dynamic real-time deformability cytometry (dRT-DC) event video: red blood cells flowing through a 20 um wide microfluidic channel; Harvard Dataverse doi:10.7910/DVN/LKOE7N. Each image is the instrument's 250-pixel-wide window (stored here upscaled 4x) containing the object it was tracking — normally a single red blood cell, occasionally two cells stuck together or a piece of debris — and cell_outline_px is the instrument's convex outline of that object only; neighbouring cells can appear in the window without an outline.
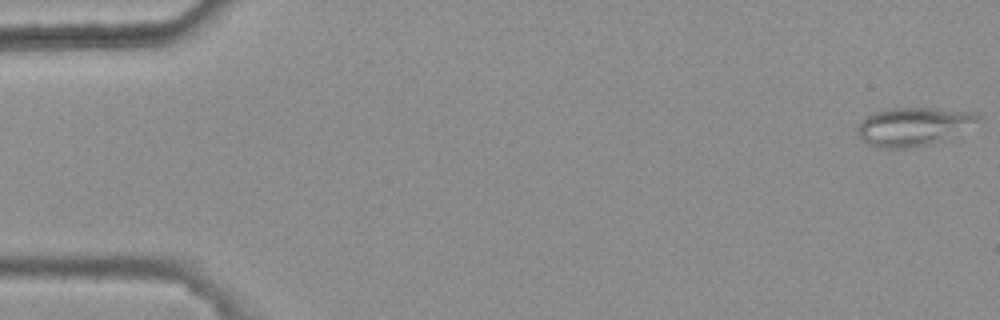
{"species": "common noctule bat (a hibernating species)", "species_latin": "Nyctalus noctula", "temperature_condition": "warm", "stored_images_in_passage": 6, "camera_frame_rate_fps": 3000, "um_per_image_px": 0.085, "animal": {"sex": "female", "body_mass_g": 25.1}, "frame": {"image": 1, "passage_image": 6, "time_ms": 1.667, "image_size_px": [1000, 320], "cell_outline_px": [[980, 120], [944, 140], [932, 144], [912, 148], [880, 148], [864, 144], [856, 128], [864, 116], [872, 112], [884, 108], [936, 108], [972, 112], [980, 116]], "centroid_in_image_um": [77.55, 10.76], "position_along_channel_um": 7.4, "area_um2": 27.22}}